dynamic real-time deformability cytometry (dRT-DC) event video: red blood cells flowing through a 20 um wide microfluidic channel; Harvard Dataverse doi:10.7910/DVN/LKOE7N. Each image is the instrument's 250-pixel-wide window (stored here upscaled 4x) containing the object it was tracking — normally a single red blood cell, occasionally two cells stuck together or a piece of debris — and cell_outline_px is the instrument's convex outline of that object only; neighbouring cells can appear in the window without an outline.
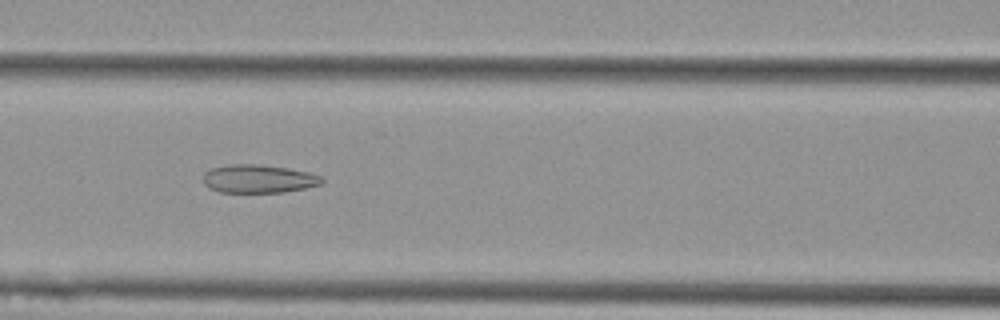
{"species": "Egyptian fruit bat (a non-hibernating species)", "species_latin": "Rousettus aegyptiacus", "temperature_condition": "cold", "stored_images_in_passage": 55, "camera_frame_rate_fps": 3000, "um_per_image_px": 0.085, "animal": {"sex": "female"}, "frame": {"image": 1, "passage_image": 24, "time_ms": 7.667, "image_size_px": [1000, 320], "cell_outline_px": [[324, 180], [320, 184], [304, 188], [284, 192], [220, 192], [208, 188], [204, 184], [204, 172], [212, 168], [228, 164], [256, 164], [284, 168], [308, 172], [320, 176]], "centroid_in_image_um": [21.93, 15.2], "position_along_channel_um": 144.7, "area_um2": 19.36}}
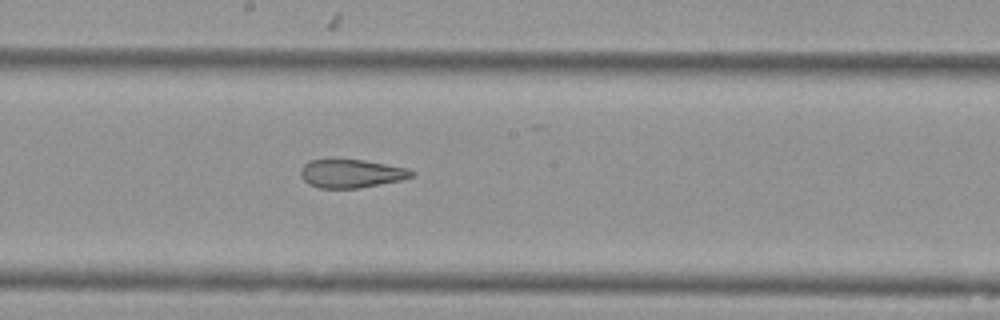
{"frame": {"image": 2, "passage_image": 30, "time_ms": 9.667, "image_size_px": [1000, 320], "cell_outline_px": [[416, 172], [412, 176], [400, 180], [356, 188], [320, 188], [308, 184], [300, 176], [300, 168], [308, 160], [332, 156], [364, 160], [408, 168]], "centroid_in_image_um": [29.77, 14.69], "position_along_channel_um": 218.4, "area_um2": 19.02}}
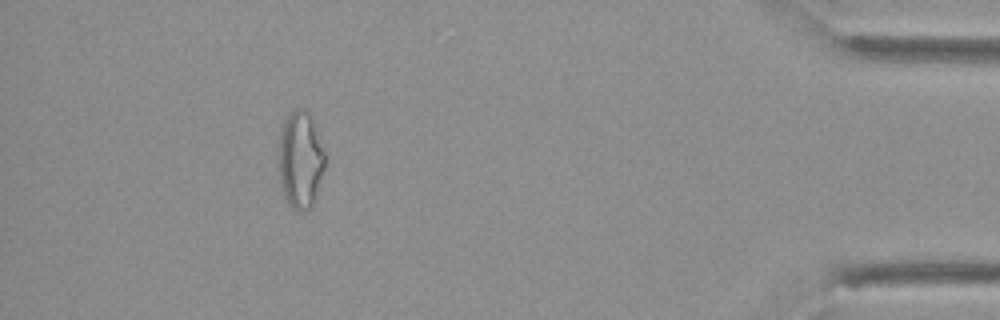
{"frame": {"image": 3, "passage_image": 50, "time_ms": 16.333, "image_size_px": [1000, 320], "cell_outline_px": [[324, 168], [312, 208], [296, 212], [288, 204], [284, 196], [280, 180], [280, 128], [288, 116], [296, 108], [304, 108], [312, 112], [324, 152]], "centroid_in_image_um": [25.55, 13.56], "position_along_channel_um": 409.6, "area_um2": 26.24}, "authors_computed_cell_mechanics": {"area_um2": 24.6228, "velocity_mm_per_s": 3.7092, "shape_relaxation_time_tau1_ms": null, "shape_relaxation_time_tau2_ms": 2.4653, "deformation_change_tau1": null, "deformation_change_tau2": 0.0981}}